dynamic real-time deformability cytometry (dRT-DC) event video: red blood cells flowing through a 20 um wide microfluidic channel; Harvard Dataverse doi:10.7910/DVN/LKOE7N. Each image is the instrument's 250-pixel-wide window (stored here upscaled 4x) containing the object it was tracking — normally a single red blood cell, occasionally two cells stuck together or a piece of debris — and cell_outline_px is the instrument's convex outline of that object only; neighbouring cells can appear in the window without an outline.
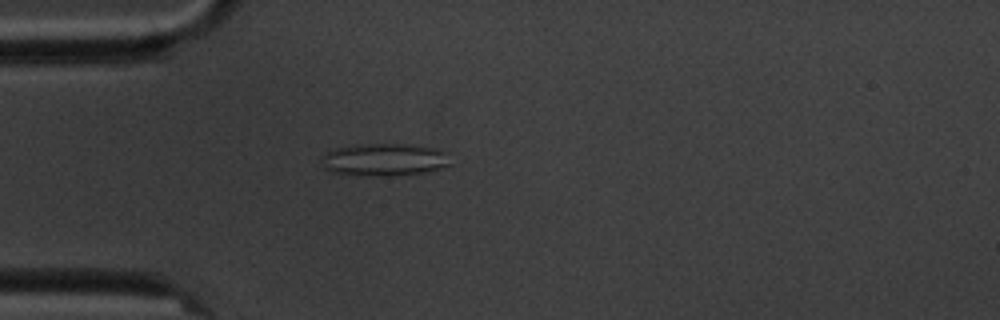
{"species": "common noctule bat (a hibernating species)", "species_latin": "Nyctalus noctula", "temperature_condition": "cold", "stored_images_in_passage": 5, "camera_frame_rate_fps": 3000, "um_per_image_px": 0.085, "animal": {"sex": "male", "body_mass_g": 20.1, "forearm_length_mm": 53.5}, "frame": {"image": 1, "passage_image": 4, "time_ms": 3.333, "image_size_px": [1000, 320], "cell_outline_px": [[452, 164], [432, 172], [392, 176], [360, 176], [332, 172], [324, 168], [320, 160], [320, 156], [332, 148], [356, 144], [404, 144], [436, 148], [448, 152]], "centroid_in_image_um": [32.67, 13.58], "position_along_channel_um": 52.3, "area_um2": 25.26}}